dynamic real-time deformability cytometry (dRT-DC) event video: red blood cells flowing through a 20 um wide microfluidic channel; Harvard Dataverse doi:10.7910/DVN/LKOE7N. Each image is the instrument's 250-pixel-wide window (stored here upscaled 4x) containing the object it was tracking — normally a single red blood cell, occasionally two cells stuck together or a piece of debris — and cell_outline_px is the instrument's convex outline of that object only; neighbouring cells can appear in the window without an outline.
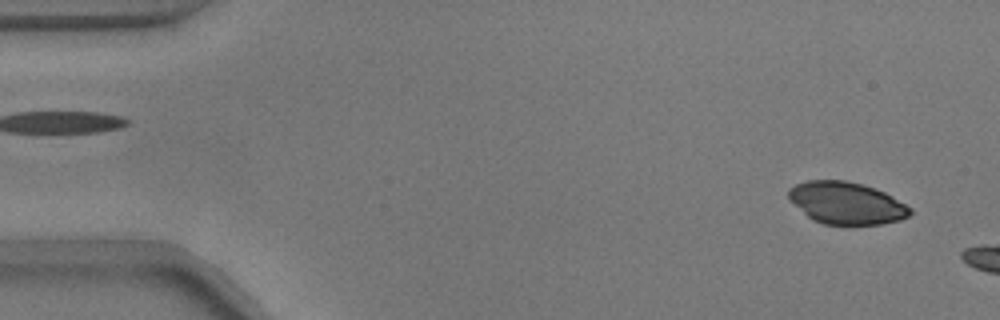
{"species": "common noctule bat (a hibernating species)", "species_latin": "Nyctalus noctula", "temperature_condition": "warm", "stored_images_in_passage": 6, "camera_frame_rate_fps": 3000, "um_per_image_px": 0.085, "animal": {"sex": "male", "body_mass_g": 17.9}, "frame": {"image": 1, "passage_image": 2, "time_ms": 0.333, "image_size_px": [1000, 320], "cell_outline_px": [[912, 212], [908, 216], [900, 220], [880, 224], [824, 224], [812, 220], [788, 196], [788, 188], [796, 184], [808, 180], [844, 180], [860, 184], [884, 192], [892, 196], [912, 208]], "centroid_in_image_um": [71.96, 17.26], "position_along_channel_um": 13.0, "area_um2": 29.42}}